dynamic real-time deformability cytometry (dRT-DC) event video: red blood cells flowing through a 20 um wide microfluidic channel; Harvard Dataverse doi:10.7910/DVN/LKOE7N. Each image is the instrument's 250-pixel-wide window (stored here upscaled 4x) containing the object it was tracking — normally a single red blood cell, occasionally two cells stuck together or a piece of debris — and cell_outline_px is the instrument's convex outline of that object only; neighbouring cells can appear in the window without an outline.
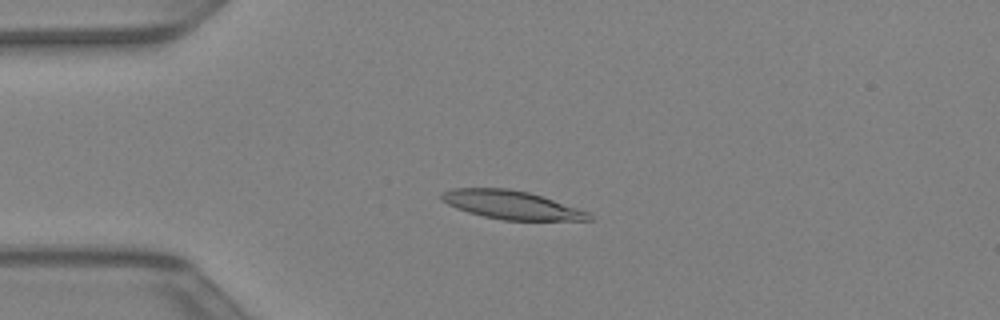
{"species": "Egyptian fruit bat (a non-hibernating species)", "species_latin": "Rousettus aegyptiacus", "temperature_condition": "warm", "stored_images_in_passage": 43, "camera_frame_rate_fps": 3000, "um_per_image_px": 0.085, "animal": {"sex": "female"}, "frame": {"image": 1, "passage_image": 11, "time_ms": 3.333, "image_size_px": [1000, 320], "cell_outline_px": [[592, 220], [504, 220], [484, 216], [468, 212], [456, 208], [440, 200], [440, 192], [452, 188], [508, 188], [528, 192], [588, 212], [592, 216]], "centroid_in_image_um": [43.39, 17.41], "position_along_channel_um": 41.6, "area_um2": 24.16}}
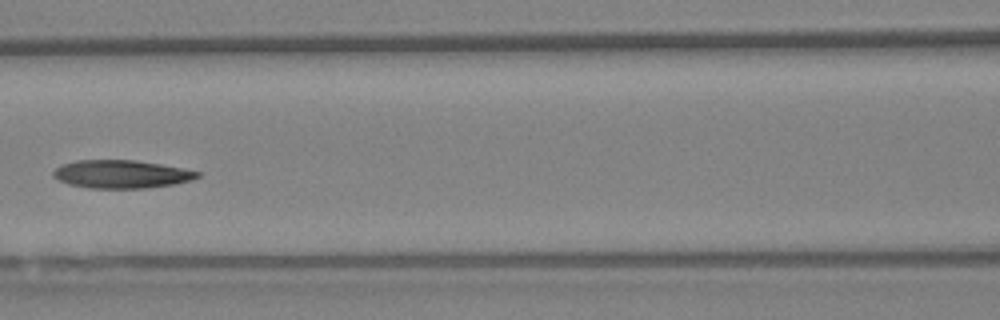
{"frame": {"image": 2, "passage_image": 20, "time_ms": 6.333, "image_size_px": [1000, 320], "cell_outline_px": [[200, 176], [192, 180], [172, 184], [144, 188], [88, 188], [68, 184], [52, 176], [52, 172], [60, 164], [76, 160], [136, 160], [160, 164], [200, 172]], "centroid_in_image_um": [10.27, 14.8], "position_along_channel_um": 156.3, "area_um2": 23.52}}
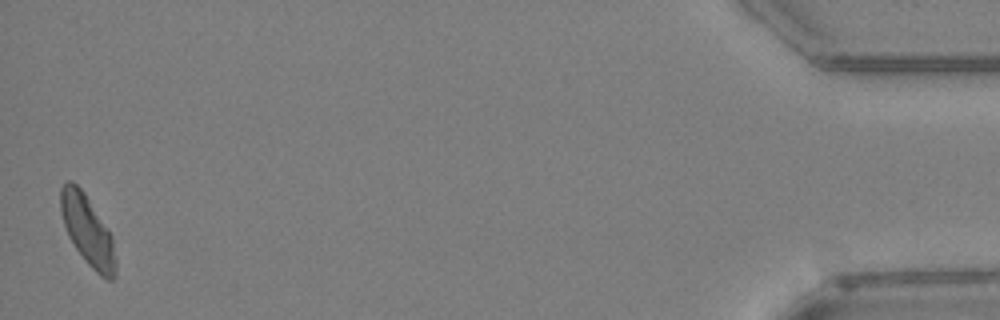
{"frame": {"image": 3, "passage_image": 43, "time_ms": 14.0, "image_size_px": [1000, 320], "cell_outline_px": [[116, 276], [112, 280], [108, 280], [100, 276], [88, 264], [76, 248], [68, 236], [60, 212], [60, 188], [68, 180], [72, 180], [84, 192], [108, 228], [112, 236], [116, 260]], "centroid_in_image_um": [7.45, 19.59], "position_along_channel_um": 427.7, "area_um2": 22.48}}